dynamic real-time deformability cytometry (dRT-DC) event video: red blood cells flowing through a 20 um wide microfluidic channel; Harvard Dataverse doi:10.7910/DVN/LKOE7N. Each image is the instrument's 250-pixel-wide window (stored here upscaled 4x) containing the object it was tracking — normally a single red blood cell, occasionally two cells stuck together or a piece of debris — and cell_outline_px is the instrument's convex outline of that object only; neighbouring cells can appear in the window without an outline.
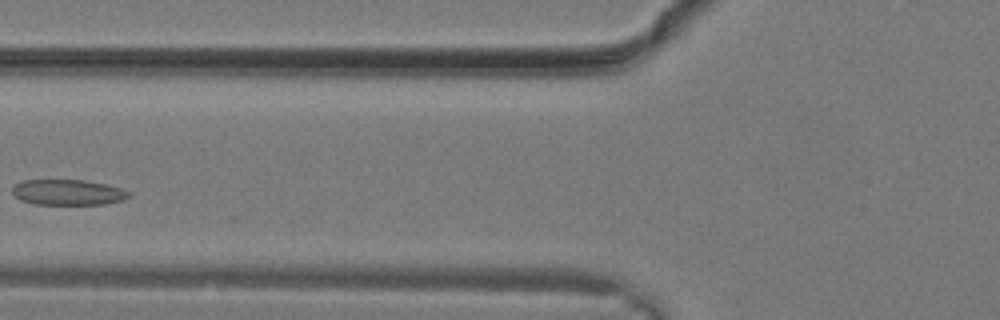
{"species": "common noctule bat (a hibernating species)", "species_latin": "Nyctalus noctula", "temperature_condition": "warm", "stored_images_in_passage": 14, "camera_frame_rate_fps": 3000, "um_per_image_px": 0.085, "animal": {"sex": "male", "body_mass_g": 19.2, "forearm_length_mm": 51.8}, "frame": {"image": 1, "passage_image": 6, "time_ms": 1.667, "image_size_px": [1000, 320], "cell_outline_px": [[132, 196], [124, 200], [104, 204], [36, 204], [20, 200], [12, 192], [12, 188], [16, 184], [24, 180], [84, 180], [104, 184], [120, 188], [128, 192]], "centroid_in_image_um": [5.78, 16.35], "position_along_channel_um": 120.0, "area_um2": 17.22}}
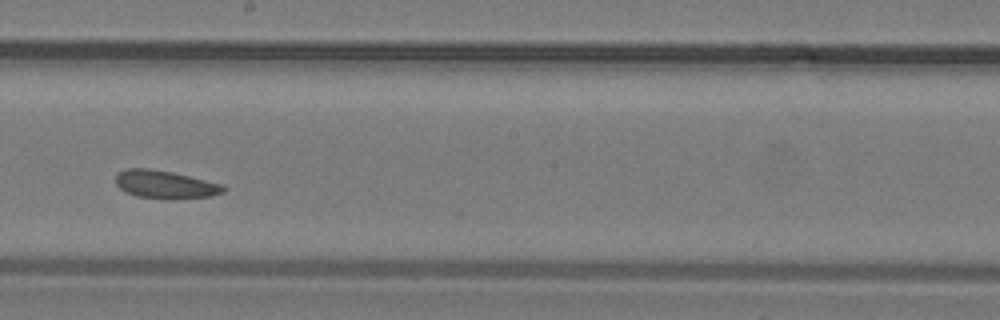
{"frame": {"image": 2, "passage_image": 11, "time_ms": 3.333, "image_size_px": [1000, 320], "cell_outline_px": [[224, 192], [208, 196], [172, 200], [168, 200], [136, 196], [120, 188], [116, 184], [116, 172], [124, 168], [148, 168], [172, 172], [220, 184], [224, 188]], "centroid_in_image_um": [13.96, 15.68], "position_along_channel_um": 234.2, "area_um2": 17.51}}
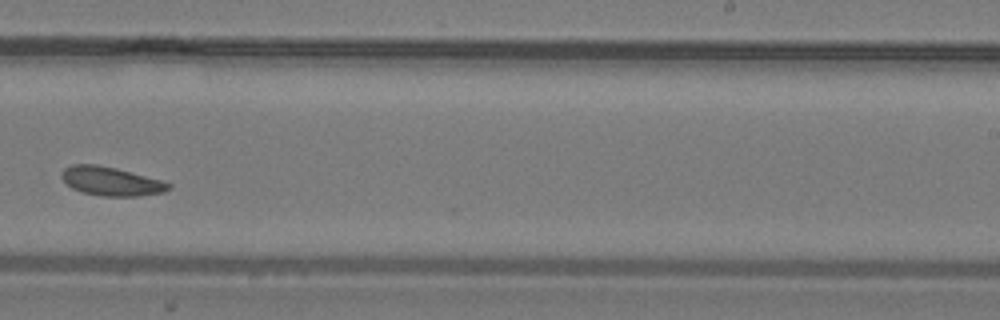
{"frame": {"image": 3, "passage_image": 13, "time_ms": 4.0, "image_size_px": [1000, 320], "cell_outline_px": [[172, 188], [164, 192], [140, 196], [100, 196], [84, 192], [72, 188], [60, 176], [64, 168], [72, 164], [96, 164], [116, 168], [160, 180], [172, 184]], "centroid_in_image_um": [9.45, 15.41], "position_along_channel_um": 279.6, "area_um2": 17.86}}